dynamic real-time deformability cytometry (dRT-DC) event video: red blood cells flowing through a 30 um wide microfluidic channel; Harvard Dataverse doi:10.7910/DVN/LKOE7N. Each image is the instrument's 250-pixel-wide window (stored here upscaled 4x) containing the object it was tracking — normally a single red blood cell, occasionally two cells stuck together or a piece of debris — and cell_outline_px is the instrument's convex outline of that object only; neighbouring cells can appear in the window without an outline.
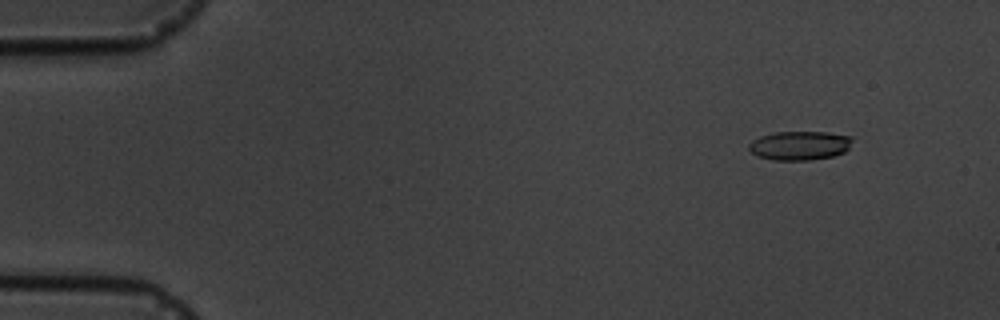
{"species": "common noctule bat (a hibernating species)", "species_latin": "Nyctalus noctula", "temperature_condition": "cold", "stored_images_in_passage": 5, "camera_frame_rate_fps": 3000, "um_per_image_px": 0.085, "animal": {"sex": "male", "body_mass_g": 19.5, "forearm_length_mm": 54.6}, "frame": {"image": 1, "passage_image": 2, "time_ms": 1.0, "image_size_px": [1000, 320], "cell_outline_px": [[852, 140], [848, 148], [844, 152], [832, 156], [812, 160], [772, 160], [756, 156], [748, 148], [748, 144], [752, 140], [760, 136], [776, 132], [828, 132], [852, 136]], "centroid_in_image_um": [67.95, 12.37], "position_along_channel_um": 17.0, "area_um2": 17.57}}
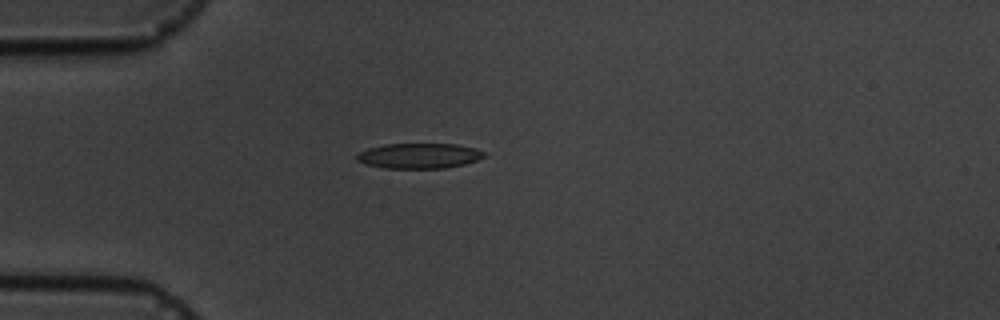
{"frame": {"image": 2, "passage_image": 5, "time_ms": 4.333, "image_size_px": [1000, 320], "cell_outline_px": [[484, 156], [476, 160], [464, 164], [444, 168], [384, 168], [368, 164], [356, 160], [356, 156], [360, 152], [368, 148], [384, 144], [456, 144], [476, 148], [484, 152]], "centroid_in_image_um": [35.62, 13.24], "position_along_channel_um": 49.4, "area_um2": 18.55}}